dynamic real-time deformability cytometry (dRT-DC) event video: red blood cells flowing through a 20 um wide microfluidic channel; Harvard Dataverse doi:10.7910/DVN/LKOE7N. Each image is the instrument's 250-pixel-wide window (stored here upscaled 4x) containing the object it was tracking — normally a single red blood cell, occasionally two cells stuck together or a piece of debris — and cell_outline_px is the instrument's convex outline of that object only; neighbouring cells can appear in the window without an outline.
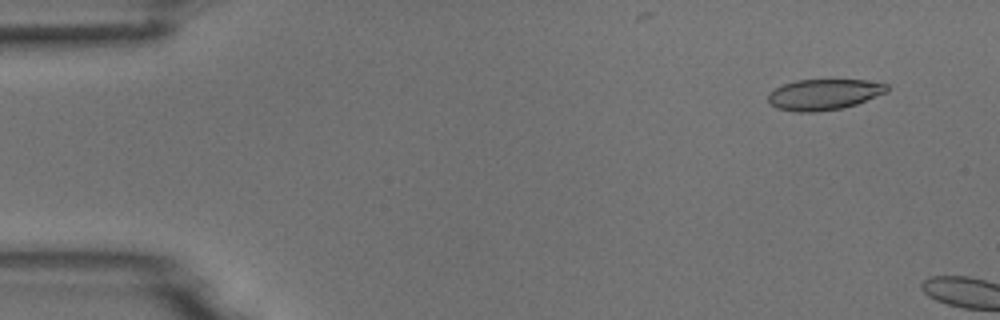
{"species": "common noctule bat (a hibernating species)", "species_latin": "Nyctalus noctula", "temperature_condition": "room temperature", "stored_images_in_passage": 2, "camera_frame_rate_fps": 3000, "um_per_image_px": 0.085, "animal": {"sex": "male", "body_mass_g": 18.8}, "frame": {"image": 1, "passage_image": 1, "time_ms": 0.0, "image_size_px": [1000, 320], "cell_outline_px": [[888, 92], [856, 104], [844, 108], [816, 112], [796, 112], [776, 108], [768, 100], [768, 92], [784, 84], [796, 80], [864, 80], [888, 84]], "centroid_in_image_um": [70.04, 8.03], "position_along_channel_um": 15.0, "area_um2": 21.39}}